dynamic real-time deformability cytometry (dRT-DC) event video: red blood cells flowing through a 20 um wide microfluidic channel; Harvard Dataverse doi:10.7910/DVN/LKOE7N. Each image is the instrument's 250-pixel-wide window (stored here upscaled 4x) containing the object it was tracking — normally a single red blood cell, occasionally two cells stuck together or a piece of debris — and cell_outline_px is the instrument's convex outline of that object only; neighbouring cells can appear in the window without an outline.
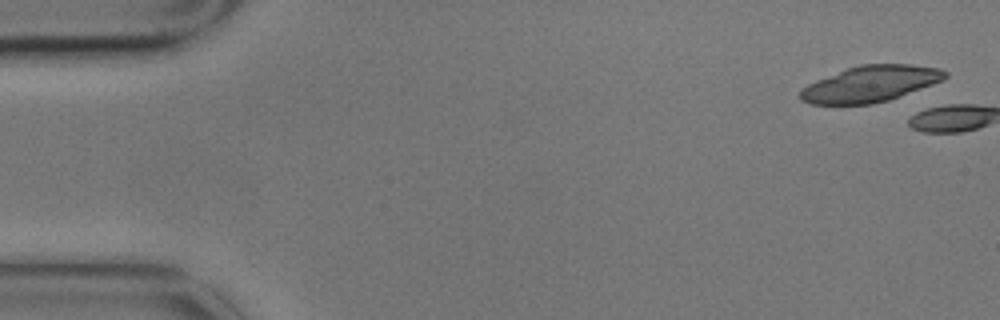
{"species": "common noctule bat (a hibernating species)", "species_latin": "Nyctalus noctula", "temperature_condition": "cold", "stored_images_in_passage": 2, "camera_frame_rate_fps": 3000, "um_per_image_px": 0.085, "animal": {"sex": "male", "body_mass_g": 17.9}, "frame": {"image": 1, "passage_image": 1, "time_ms": 0.0, "image_size_px": [1000, 320], "cell_outline_px": [[948, 76], [944, 80], [900, 96], [888, 100], [872, 104], [812, 104], [800, 100], [800, 88], [816, 80], [848, 68], [860, 64], [912, 64], [940, 68], [948, 72]], "centroid_in_image_um": [74.0, 7.12], "position_along_channel_um": 11.0, "area_um2": 30.46}}